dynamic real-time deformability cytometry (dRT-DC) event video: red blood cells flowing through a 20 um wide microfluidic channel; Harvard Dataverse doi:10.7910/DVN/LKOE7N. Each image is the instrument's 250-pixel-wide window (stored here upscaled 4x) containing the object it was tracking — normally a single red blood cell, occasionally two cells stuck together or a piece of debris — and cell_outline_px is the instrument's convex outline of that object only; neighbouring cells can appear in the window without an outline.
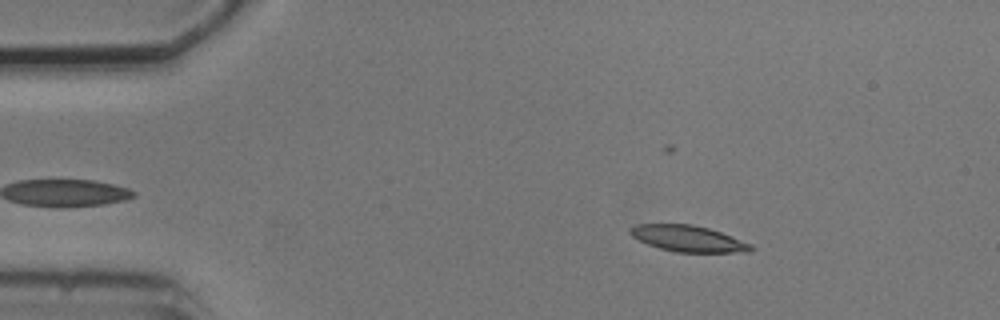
{"species": "common noctule bat (a hibernating species)", "species_latin": "Nyctalus noctula", "temperature_condition": "cold", "stored_images_in_passage": 6, "segment_of_instrument_passage": [1, 2], "camera_frame_rate_fps": 3000, "um_per_image_px": 0.085, "animal": {"sex": "male", "body_mass_g": 20.5, "forearm_length_mm": 52.5}, "frame": {"image": 1, "passage_image": 2, "time_ms": 1.0, "image_size_px": [1000, 320], "cell_outline_px": [[756, 248], [752, 252], [676, 252], [660, 248], [648, 244], [632, 236], [628, 232], [628, 228], [636, 224], [692, 224], [708, 228], [720, 232], [752, 244]], "centroid_in_image_um": [58.51, 20.28], "position_along_channel_um": 26.5, "area_um2": 18.44}}